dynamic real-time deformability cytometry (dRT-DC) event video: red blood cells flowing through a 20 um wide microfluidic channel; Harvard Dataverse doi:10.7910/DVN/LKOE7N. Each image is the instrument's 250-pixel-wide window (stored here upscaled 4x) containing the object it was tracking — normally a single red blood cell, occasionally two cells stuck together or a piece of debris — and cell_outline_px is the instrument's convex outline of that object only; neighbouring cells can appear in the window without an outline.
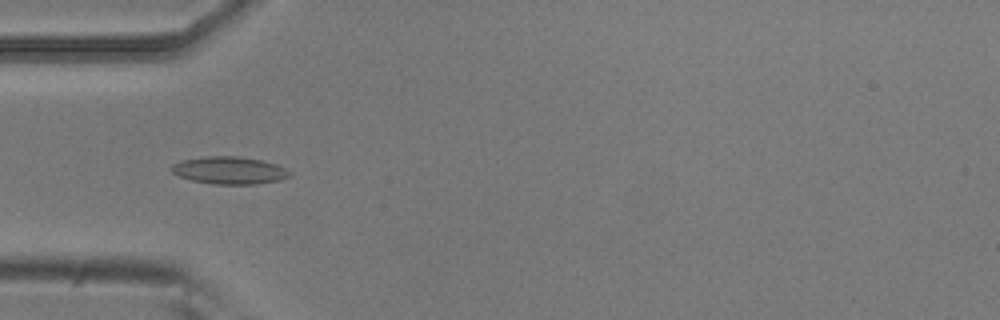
{"species": "common noctule bat (a hibernating species)", "species_latin": "Nyctalus noctula", "temperature_condition": "room temperature", "stored_images_in_passage": 47, "camera_frame_rate_fps": 3000, "um_per_image_px": 0.085, "animal": {"sex": "male", "body_mass_g": 20.5, "forearm_length_mm": 52.5}, "frame": {"image": 1, "passage_image": 10, "time_ms": 3.0, "image_size_px": [1000, 320], "cell_outline_px": [[292, 176], [280, 180], [256, 184], [212, 184], [192, 180], [180, 176], [172, 172], [172, 164], [180, 160], [204, 156], [240, 156], [260, 160], [276, 164], [292, 172]], "centroid_in_image_um": [19.51, 14.48], "position_along_channel_um": 65.5, "area_um2": 18.96}}
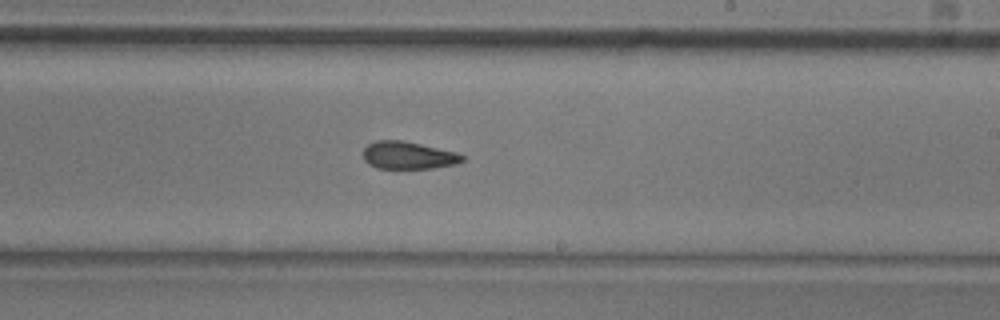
{"frame": {"image": 2, "passage_image": 25, "time_ms": 8.0, "image_size_px": [1000, 320], "cell_outline_px": [[464, 160], [456, 164], [432, 168], [376, 168], [368, 164], [364, 160], [364, 148], [368, 144], [376, 140], [404, 140], [456, 152], [464, 156]], "centroid_in_image_um": [34.69, 13.2], "position_along_channel_um": 254.3, "area_um2": 15.9}}
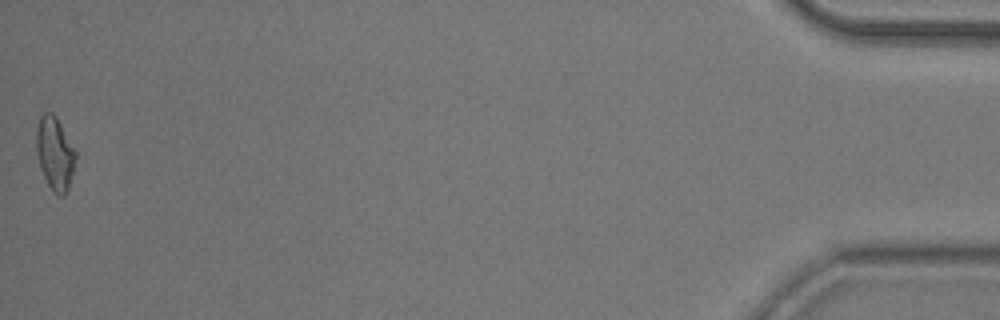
{"frame": {"image": 3, "passage_image": 47, "time_ms": 15.333, "image_size_px": [1000, 320], "cell_outline_px": [[76, 156], [68, 188], [64, 196], [60, 196], [52, 192], [40, 168], [36, 152], [36, 128], [40, 116], [44, 112], [52, 112], [56, 116], [76, 152]], "centroid_in_image_um": [4.64, 13.03], "position_along_channel_um": 430.6, "area_um2": 16.65}, "authors_computed_cell_mechanics": {"area_um2": 16.5308, "velocity_mm_per_s": 3.7525, "shape_relaxation_time_tau1_ms": null, "shape_relaxation_time_tau2_ms": 3.8095, "deformation_change_tau1": null, "deformation_change_tau2": 0.0996}}